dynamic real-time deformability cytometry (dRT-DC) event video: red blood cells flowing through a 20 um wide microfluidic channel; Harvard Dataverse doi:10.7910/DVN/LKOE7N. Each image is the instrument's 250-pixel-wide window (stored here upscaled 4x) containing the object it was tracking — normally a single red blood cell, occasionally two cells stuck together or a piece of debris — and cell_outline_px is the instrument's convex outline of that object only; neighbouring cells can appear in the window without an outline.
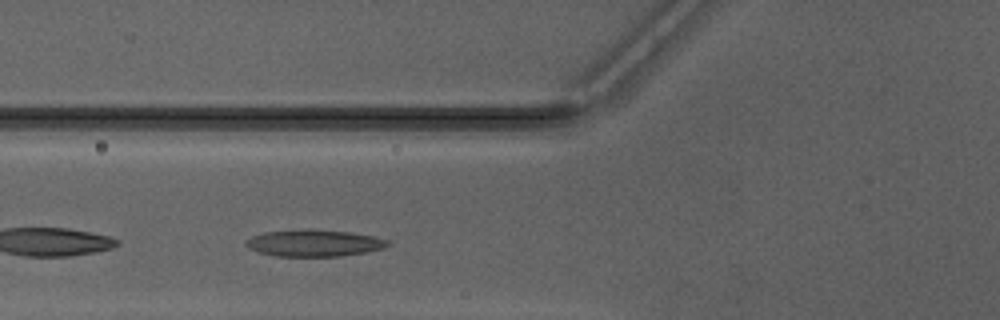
{"species": "Egyptian fruit bat (a non-hibernating species)", "species_latin": "Rousettus aegyptiacus", "temperature_condition": "warm", "stored_images_in_passage": 29, "camera_frame_rate_fps": 3000, "um_per_image_px": 0.085, "animal": {"sex": "male"}, "frame": {"image": 1, "passage_image": 7, "time_ms": 2.0, "image_size_px": [1000, 320], "cell_outline_px": [[388, 244], [384, 248], [368, 252], [340, 256], [276, 256], [260, 252], [248, 248], [244, 244], [244, 240], [252, 236], [264, 232], [304, 228], [348, 232], [372, 236], [388, 240]], "centroid_in_image_um": [26.65, 20.65], "position_along_channel_um": 99.2, "area_um2": 22.2}}
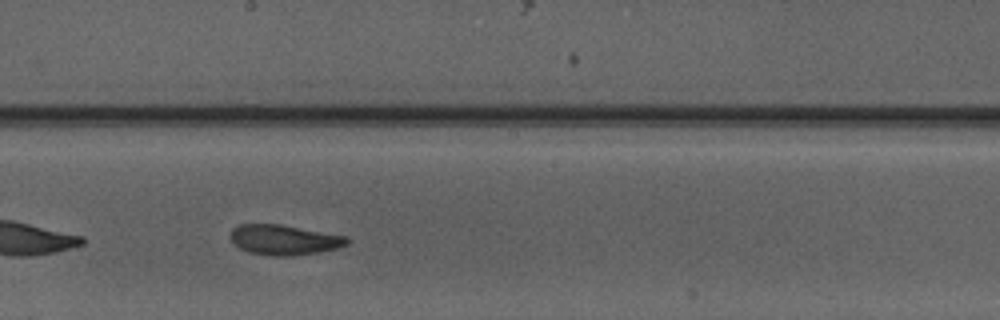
{"frame": {"image": 2, "passage_image": 16, "time_ms": 5.0, "image_size_px": [1000, 320], "cell_outline_px": [[352, 240], [348, 244], [336, 248], [296, 256], [276, 256], [248, 252], [240, 248], [232, 240], [232, 228], [240, 224], [280, 224], [348, 236]], "centroid_in_image_um": [24.2, 20.38], "position_along_channel_um": 224.0, "area_um2": 20.4}}
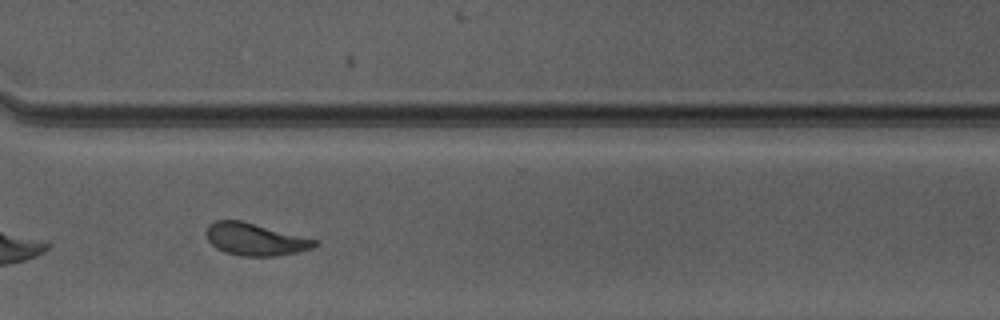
{"frame": {"image": 3, "passage_image": 25, "time_ms": 8.0, "image_size_px": [1000, 320], "cell_outline_px": [[320, 240], [312, 248], [300, 252], [276, 256], [240, 256], [224, 252], [216, 248], [208, 240], [204, 232], [208, 224], [216, 220], [240, 220]], "centroid_in_image_um": [21.68, 20.34], "position_along_channel_um": 348.9, "area_um2": 20.63}, "authors_computed_cell_mechanics": {"area_um2": 21.0392, "velocity_mm_per_s": 4.1648, "shape_relaxation_time_tau1_ms": 3.7804, "shape_relaxation_time_tau2_ms": 1.3442, "deformation_change_tau1": 0.1764, "deformation_change_tau2": 0.089}}